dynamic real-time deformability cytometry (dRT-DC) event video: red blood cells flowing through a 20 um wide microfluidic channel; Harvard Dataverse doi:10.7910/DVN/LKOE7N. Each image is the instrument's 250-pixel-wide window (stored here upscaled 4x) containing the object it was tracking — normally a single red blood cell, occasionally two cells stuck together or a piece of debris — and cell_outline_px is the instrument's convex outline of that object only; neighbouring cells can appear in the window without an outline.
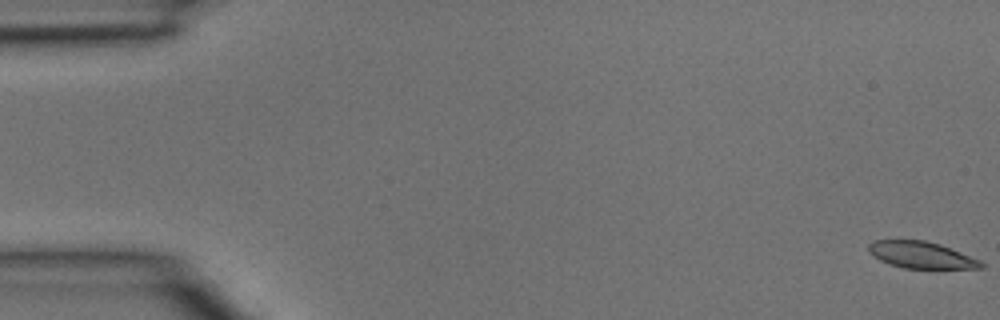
{"species": "common noctule bat (a hibernating species)", "species_latin": "Nyctalus noctula", "temperature_condition": "room temperature", "stored_images_in_passage": 41, "camera_frame_rate_fps": 3000, "um_per_image_px": 0.085, "animal": {"sex": "male", "body_mass_g": 15.6}, "frame": {"image": 1, "passage_image": 1, "time_ms": 0.0, "image_size_px": [1000, 320], "cell_outline_px": [[984, 268], [904, 268], [880, 260], [872, 256], [868, 252], [868, 244], [872, 240], [924, 240], [940, 244], [980, 260], [984, 264]], "centroid_in_image_um": [78.27, 21.66], "position_along_channel_um": 6.7, "area_um2": 17.4}}
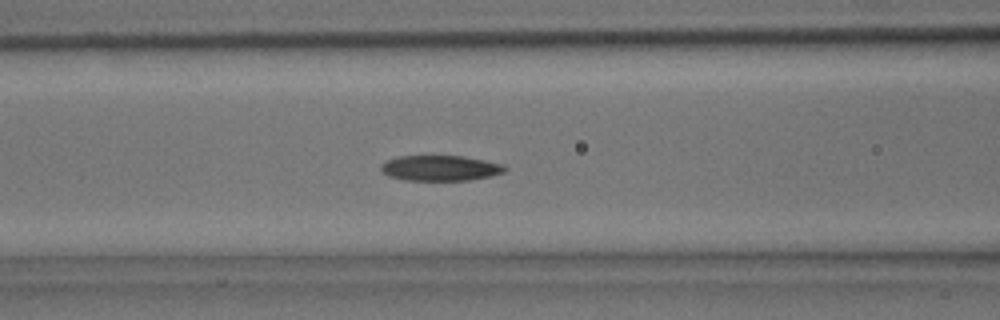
{"frame": {"image": 2, "passage_image": 17, "time_ms": 5.333, "image_size_px": [1000, 320], "cell_outline_px": [[508, 168], [504, 172], [492, 176], [468, 180], [404, 180], [388, 176], [380, 168], [380, 164], [396, 156], [424, 152], [464, 156], [504, 164]], "centroid_in_image_um": [37.39, 14.23], "position_along_channel_um": 129.2, "area_um2": 19.42}}
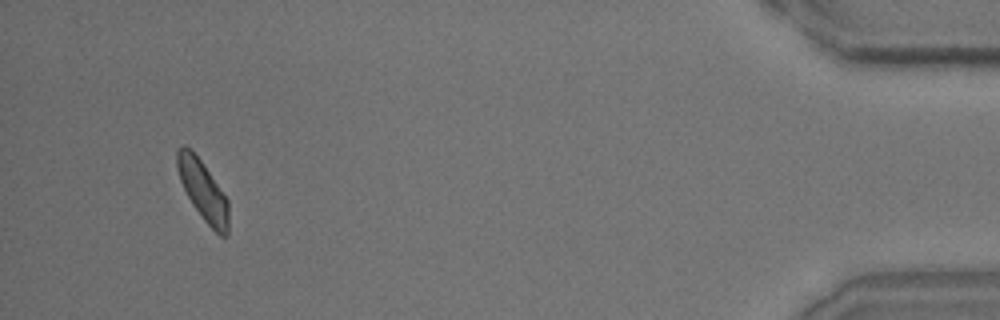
{"frame": {"image": 3, "passage_image": 39, "time_ms": 12.667, "image_size_px": [1000, 320], "cell_outline_px": [[228, 236], [220, 236], [204, 220], [192, 204], [180, 180], [176, 164], [176, 152], [184, 144], [192, 148], [228, 200]], "centroid_in_image_um": [17.24, 16.18], "position_along_channel_um": 418.0, "area_um2": 17.74}}